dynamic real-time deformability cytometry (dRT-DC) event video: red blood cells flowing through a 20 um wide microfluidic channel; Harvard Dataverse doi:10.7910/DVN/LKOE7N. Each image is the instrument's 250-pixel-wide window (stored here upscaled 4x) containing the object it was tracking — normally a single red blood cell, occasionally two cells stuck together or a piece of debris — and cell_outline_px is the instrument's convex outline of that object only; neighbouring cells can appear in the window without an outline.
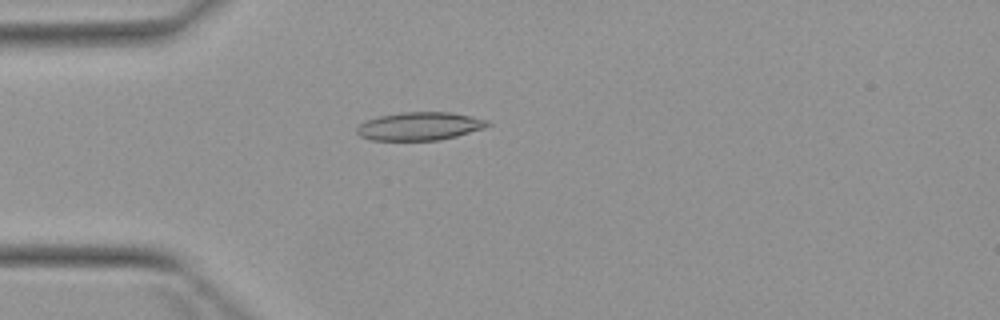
{"species": "Egyptian fruit bat (a non-hibernating species)", "species_latin": "Rousettus aegyptiacus", "temperature_condition": "warm", "stored_images_in_passage": 3, "camera_frame_rate_fps": 3000, "um_per_image_px": 0.085, "animal": {"sex": "female"}, "frame": {"image": 1, "passage_image": 3, "time_ms": 3.0, "image_size_px": [1000, 320], "cell_outline_px": [[492, 124], [484, 128], [456, 136], [440, 140], [372, 140], [360, 136], [356, 132], [356, 128], [360, 124], [368, 120], [380, 116], [404, 112], [452, 112], [488, 120]], "centroid_in_image_um": [35.69, 10.73], "position_along_channel_um": 49.3, "area_um2": 21.33}}